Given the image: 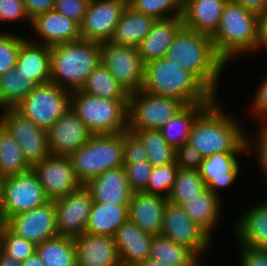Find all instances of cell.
Returning a JSON list of instances; mask_svg holds the SVG:
<instances>
[{
	"label": "cell",
	"mask_w": 267,
	"mask_h": 266,
	"mask_svg": "<svg viewBox=\"0 0 267 266\" xmlns=\"http://www.w3.org/2000/svg\"><path fill=\"white\" fill-rule=\"evenodd\" d=\"M221 98L215 99L194 121L188 144L203 158L222 152H248L246 134L239 115L225 109ZM224 108V109H223ZM227 110V112L225 111ZM238 116V118H237Z\"/></svg>",
	"instance_id": "cell-1"
},
{
	"label": "cell",
	"mask_w": 267,
	"mask_h": 266,
	"mask_svg": "<svg viewBox=\"0 0 267 266\" xmlns=\"http://www.w3.org/2000/svg\"><path fill=\"white\" fill-rule=\"evenodd\" d=\"M165 57L190 72L216 99L222 98L220 80L229 66L215 52L210 36L182 27Z\"/></svg>",
	"instance_id": "cell-2"
},
{
	"label": "cell",
	"mask_w": 267,
	"mask_h": 266,
	"mask_svg": "<svg viewBox=\"0 0 267 266\" xmlns=\"http://www.w3.org/2000/svg\"><path fill=\"white\" fill-rule=\"evenodd\" d=\"M258 21V15L245 10L235 1L226 2L219 26L211 39L215 52L227 66L230 67L231 62L236 63L237 59L245 58L247 55L250 58L254 56L258 39Z\"/></svg>",
	"instance_id": "cell-3"
},
{
	"label": "cell",
	"mask_w": 267,
	"mask_h": 266,
	"mask_svg": "<svg viewBox=\"0 0 267 266\" xmlns=\"http://www.w3.org/2000/svg\"><path fill=\"white\" fill-rule=\"evenodd\" d=\"M141 90L177 99L185 105L212 103L216 99L190 72L166 57L145 64Z\"/></svg>",
	"instance_id": "cell-4"
},
{
	"label": "cell",
	"mask_w": 267,
	"mask_h": 266,
	"mask_svg": "<svg viewBox=\"0 0 267 266\" xmlns=\"http://www.w3.org/2000/svg\"><path fill=\"white\" fill-rule=\"evenodd\" d=\"M51 82L69 91L81 89L100 63L101 44L78 40L50 47Z\"/></svg>",
	"instance_id": "cell-5"
},
{
	"label": "cell",
	"mask_w": 267,
	"mask_h": 266,
	"mask_svg": "<svg viewBox=\"0 0 267 266\" xmlns=\"http://www.w3.org/2000/svg\"><path fill=\"white\" fill-rule=\"evenodd\" d=\"M129 99H103L72 91L71 108L93 135L118 134L128 130Z\"/></svg>",
	"instance_id": "cell-6"
},
{
	"label": "cell",
	"mask_w": 267,
	"mask_h": 266,
	"mask_svg": "<svg viewBox=\"0 0 267 266\" xmlns=\"http://www.w3.org/2000/svg\"><path fill=\"white\" fill-rule=\"evenodd\" d=\"M123 133L92 135L69 158L77 179L85 185L95 176L123 166Z\"/></svg>",
	"instance_id": "cell-7"
},
{
	"label": "cell",
	"mask_w": 267,
	"mask_h": 266,
	"mask_svg": "<svg viewBox=\"0 0 267 266\" xmlns=\"http://www.w3.org/2000/svg\"><path fill=\"white\" fill-rule=\"evenodd\" d=\"M71 94L50 81L38 84L14 108L47 131L71 107Z\"/></svg>",
	"instance_id": "cell-8"
},
{
	"label": "cell",
	"mask_w": 267,
	"mask_h": 266,
	"mask_svg": "<svg viewBox=\"0 0 267 266\" xmlns=\"http://www.w3.org/2000/svg\"><path fill=\"white\" fill-rule=\"evenodd\" d=\"M185 106L177 99L143 90L129 94L128 130H159Z\"/></svg>",
	"instance_id": "cell-9"
},
{
	"label": "cell",
	"mask_w": 267,
	"mask_h": 266,
	"mask_svg": "<svg viewBox=\"0 0 267 266\" xmlns=\"http://www.w3.org/2000/svg\"><path fill=\"white\" fill-rule=\"evenodd\" d=\"M161 235L177 244H182L192 250L201 260L206 261L214 240L199 227L185 212L182 205L167 200L164 213ZM211 251V252H210Z\"/></svg>",
	"instance_id": "cell-10"
},
{
	"label": "cell",
	"mask_w": 267,
	"mask_h": 266,
	"mask_svg": "<svg viewBox=\"0 0 267 266\" xmlns=\"http://www.w3.org/2000/svg\"><path fill=\"white\" fill-rule=\"evenodd\" d=\"M48 201L49 199L32 169L7 176L4 182L0 222L5 223L11 216L36 209Z\"/></svg>",
	"instance_id": "cell-11"
},
{
	"label": "cell",
	"mask_w": 267,
	"mask_h": 266,
	"mask_svg": "<svg viewBox=\"0 0 267 266\" xmlns=\"http://www.w3.org/2000/svg\"><path fill=\"white\" fill-rule=\"evenodd\" d=\"M100 62L128 94L142 89L145 64L136 47L101 43Z\"/></svg>",
	"instance_id": "cell-12"
},
{
	"label": "cell",
	"mask_w": 267,
	"mask_h": 266,
	"mask_svg": "<svg viewBox=\"0 0 267 266\" xmlns=\"http://www.w3.org/2000/svg\"><path fill=\"white\" fill-rule=\"evenodd\" d=\"M246 155L248 152H222L205 157L198 172L206 188L220 199L224 198V190L243 180L240 176L243 174L241 170H244L242 165H245L240 162Z\"/></svg>",
	"instance_id": "cell-13"
},
{
	"label": "cell",
	"mask_w": 267,
	"mask_h": 266,
	"mask_svg": "<svg viewBox=\"0 0 267 266\" xmlns=\"http://www.w3.org/2000/svg\"><path fill=\"white\" fill-rule=\"evenodd\" d=\"M127 4V0H90L80 24L81 39L100 44L110 41Z\"/></svg>",
	"instance_id": "cell-14"
},
{
	"label": "cell",
	"mask_w": 267,
	"mask_h": 266,
	"mask_svg": "<svg viewBox=\"0 0 267 266\" xmlns=\"http://www.w3.org/2000/svg\"><path fill=\"white\" fill-rule=\"evenodd\" d=\"M45 195L56 200L78 190L82 183L77 179L69 156L50 154L32 166Z\"/></svg>",
	"instance_id": "cell-15"
},
{
	"label": "cell",
	"mask_w": 267,
	"mask_h": 266,
	"mask_svg": "<svg viewBox=\"0 0 267 266\" xmlns=\"http://www.w3.org/2000/svg\"><path fill=\"white\" fill-rule=\"evenodd\" d=\"M93 202L90 191L84 185L54 200L58 234L75 238L85 233Z\"/></svg>",
	"instance_id": "cell-16"
},
{
	"label": "cell",
	"mask_w": 267,
	"mask_h": 266,
	"mask_svg": "<svg viewBox=\"0 0 267 266\" xmlns=\"http://www.w3.org/2000/svg\"><path fill=\"white\" fill-rule=\"evenodd\" d=\"M4 224L16 235L35 244L59 235L53 200L31 211L11 216Z\"/></svg>",
	"instance_id": "cell-17"
},
{
	"label": "cell",
	"mask_w": 267,
	"mask_h": 266,
	"mask_svg": "<svg viewBox=\"0 0 267 266\" xmlns=\"http://www.w3.org/2000/svg\"><path fill=\"white\" fill-rule=\"evenodd\" d=\"M29 28L26 34L30 40L49 47L81 40L80 25L54 10L36 16Z\"/></svg>",
	"instance_id": "cell-18"
},
{
	"label": "cell",
	"mask_w": 267,
	"mask_h": 266,
	"mask_svg": "<svg viewBox=\"0 0 267 266\" xmlns=\"http://www.w3.org/2000/svg\"><path fill=\"white\" fill-rule=\"evenodd\" d=\"M93 134L70 107L47 130L48 146L53 155L70 156Z\"/></svg>",
	"instance_id": "cell-19"
},
{
	"label": "cell",
	"mask_w": 267,
	"mask_h": 266,
	"mask_svg": "<svg viewBox=\"0 0 267 266\" xmlns=\"http://www.w3.org/2000/svg\"><path fill=\"white\" fill-rule=\"evenodd\" d=\"M255 203L232 220L231 236L236 244L267 249V198L261 196Z\"/></svg>",
	"instance_id": "cell-20"
},
{
	"label": "cell",
	"mask_w": 267,
	"mask_h": 266,
	"mask_svg": "<svg viewBox=\"0 0 267 266\" xmlns=\"http://www.w3.org/2000/svg\"><path fill=\"white\" fill-rule=\"evenodd\" d=\"M73 239L77 266H122L114 237L85 232Z\"/></svg>",
	"instance_id": "cell-21"
},
{
	"label": "cell",
	"mask_w": 267,
	"mask_h": 266,
	"mask_svg": "<svg viewBox=\"0 0 267 266\" xmlns=\"http://www.w3.org/2000/svg\"><path fill=\"white\" fill-rule=\"evenodd\" d=\"M167 198L147 192H132L128 204L129 220L151 235H160Z\"/></svg>",
	"instance_id": "cell-22"
},
{
	"label": "cell",
	"mask_w": 267,
	"mask_h": 266,
	"mask_svg": "<svg viewBox=\"0 0 267 266\" xmlns=\"http://www.w3.org/2000/svg\"><path fill=\"white\" fill-rule=\"evenodd\" d=\"M84 186L90 191L93 201L104 204H129L132 196L123 166L95 176Z\"/></svg>",
	"instance_id": "cell-23"
},
{
	"label": "cell",
	"mask_w": 267,
	"mask_h": 266,
	"mask_svg": "<svg viewBox=\"0 0 267 266\" xmlns=\"http://www.w3.org/2000/svg\"><path fill=\"white\" fill-rule=\"evenodd\" d=\"M113 237L122 266H139L149 258L152 235L131 220L124 222Z\"/></svg>",
	"instance_id": "cell-24"
},
{
	"label": "cell",
	"mask_w": 267,
	"mask_h": 266,
	"mask_svg": "<svg viewBox=\"0 0 267 266\" xmlns=\"http://www.w3.org/2000/svg\"><path fill=\"white\" fill-rule=\"evenodd\" d=\"M228 0H184L183 27L212 36Z\"/></svg>",
	"instance_id": "cell-25"
},
{
	"label": "cell",
	"mask_w": 267,
	"mask_h": 266,
	"mask_svg": "<svg viewBox=\"0 0 267 266\" xmlns=\"http://www.w3.org/2000/svg\"><path fill=\"white\" fill-rule=\"evenodd\" d=\"M223 200L225 199H220L206 188L200 195L188 199L182 205L190 218L215 241L214 236L220 228L219 224L221 225L223 217L226 216L223 215L226 205Z\"/></svg>",
	"instance_id": "cell-26"
},
{
	"label": "cell",
	"mask_w": 267,
	"mask_h": 266,
	"mask_svg": "<svg viewBox=\"0 0 267 266\" xmlns=\"http://www.w3.org/2000/svg\"><path fill=\"white\" fill-rule=\"evenodd\" d=\"M182 27V17L157 19L148 35L137 47L143 63L165 57L173 38Z\"/></svg>",
	"instance_id": "cell-27"
},
{
	"label": "cell",
	"mask_w": 267,
	"mask_h": 266,
	"mask_svg": "<svg viewBox=\"0 0 267 266\" xmlns=\"http://www.w3.org/2000/svg\"><path fill=\"white\" fill-rule=\"evenodd\" d=\"M15 67L20 70V73L32 76L38 84L50 82V47L27 37L20 46Z\"/></svg>",
	"instance_id": "cell-28"
},
{
	"label": "cell",
	"mask_w": 267,
	"mask_h": 266,
	"mask_svg": "<svg viewBox=\"0 0 267 266\" xmlns=\"http://www.w3.org/2000/svg\"><path fill=\"white\" fill-rule=\"evenodd\" d=\"M155 21L153 16L135 11L127 4L110 42L137 48L148 35Z\"/></svg>",
	"instance_id": "cell-29"
},
{
	"label": "cell",
	"mask_w": 267,
	"mask_h": 266,
	"mask_svg": "<svg viewBox=\"0 0 267 266\" xmlns=\"http://www.w3.org/2000/svg\"><path fill=\"white\" fill-rule=\"evenodd\" d=\"M128 219V204L113 205L94 201L85 232L113 237L119 227Z\"/></svg>",
	"instance_id": "cell-30"
},
{
	"label": "cell",
	"mask_w": 267,
	"mask_h": 266,
	"mask_svg": "<svg viewBox=\"0 0 267 266\" xmlns=\"http://www.w3.org/2000/svg\"><path fill=\"white\" fill-rule=\"evenodd\" d=\"M149 258L170 266H203L205 263L188 247L177 244L161 234L152 235Z\"/></svg>",
	"instance_id": "cell-31"
},
{
	"label": "cell",
	"mask_w": 267,
	"mask_h": 266,
	"mask_svg": "<svg viewBox=\"0 0 267 266\" xmlns=\"http://www.w3.org/2000/svg\"><path fill=\"white\" fill-rule=\"evenodd\" d=\"M210 104L186 105L177 115L172 117L159 129L167 143L174 149L187 143L194 121Z\"/></svg>",
	"instance_id": "cell-32"
},
{
	"label": "cell",
	"mask_w": 267,
	"mask_h": 266,
	"mask_svg": "<svg viewBox=\"0 0 267 266\" xmlns=\"http://www.w3.org/2000/svg\"><path fill=\"white\" fill-rule=\"evenodd\" d=\"M36 253L45 266H77L75 241L72 237L57 235L36 244Z\"/></svg>",
	"instance_id": "cell-33"
},
{
	"label": "cell",
	"mask_w": 267,
	"mask_h": 266,
	"mask_svg": "<svg viewBox=\"0 0 267 266\" xmlns=\"http://www.w3.org/2000/svg\"><path fill=\"white\" fill-rule=\"evenodd\" d=\"M38 83L32 78L20 73L16 67L0 76V110L14 108Z\"/></svg>",
	"instance_id": "cell-34"
},
{
	"label": "cell",
	"mask_w": 267,
	"mask_h": 266,
	"mask_svg": "<svg viewBox=\"0 0 267 266\" xmlns=\"http://www.w3.org/2000/svg\"><path fill=\"white\" fill-rule=\"evenodd\" d=\"M32 169L25 159L18 142L0 121V175L7 177Z\"/></svg>",
	"instance_id": "cell-35"
},
{
	"label": "cell",
	"mask_w": 267,
	"mask_h": 266,
	"mask_svg": "<svg viewBox=\"0 0 267 266\" xmlns=\"http://www.w3.org/2000/svg\"><path fill=\"white\" fill-rule=\"evenodd\" d=\"M81 90L103 99H129V94L126 90L118 84L101 62L88 76Z\"/></svg>",
	"instance_id": "cell-36"
},
{
	"label": "cell",
	"mask_w": 267,
	"mask_h": 266,
	"mask_svg": "<svg viewBox=\"0 0 267 266\" xmlns=\"http://www.w3.org/2000/svg\"><path fill=\"white\" fill-rule=\"evenodd\" d=\"M142 142L147 161L153 166H162L175 160V149L162 136L160 130H129Z\"/></svg>",
	"instance_id": "cell-37"
},
{
	"label": "cell",
	"mask_w": 267,
	"mask_h": 266,
	"mask_svg": "<svg viewBox=\"0 0 267 266\" xmlns=\"http://www.w3.org/2000/svg\"><path fill=\"white\" fill-rule=\"evenodd\" d=\"M206 186L197 170L178 169L168 200L177 205H183L188 199L200 195Z\"/></svg>",
	"instance_id": "cell-38"
},
{
	"label": "cell",
	"mask_w": 267,
	"mask_h": 266,
	"mask_svg": "<svg viewBox=\"0 0 267 266\" xmlns=\"http://www.w3.org/2000/svg\"><path fill=\"white\" fill-rule=\"evenodd\" d=\"M0 121L14 138L48 137L46 130L38 127L15 108L1 109Z\"/></svg>",
	"instance_id": "cell-39"
},
{
	"label": "cell",
	"mask_w": 267,
	"mask_h": 266,
	"mask_svg": "<svg viewBox=\"0 0 267 266\" xmlns=\"http://www.w3.org/2000/svg\"><path fill=\"white\" fill-rule=\"evenodd\" d=\"M128 5L157 20L182 17L184 0H129Z\"/></svg>",
	"instance_id": "cell-40"
},
{
	"label": "cell",
	"mask_w": 267,
	"mask_h": 266,
	"mask_svg": "<svg viewBox=\"0 0 267 266\" xmlns=\"http://www.w3.org/2000/svg\"><path fill=\"white\" fill-rule=\"evenodd\" d=\"M253 126H255L254 132L249 128L246 134L248 154L252 159L253 156L254 159L256 158V160H254V163H256L258 167L256 170L258 169V172H261V177L265 178L267 181V123H257Z\"/></svg>",
	"instance_id": "cell-41"
},
{
	"label": "cell",
	"mask_w": 267,
	"mask_h": 266,
	"mask_svg": "<svg viewBox=\"0 0 267 266\" xmlns=\"http://www.w3.org/2000/svg\"><path fill=\"white\" fill-rule=\"evenodd\" d=\"M0 249L15 260L23 262L36 252V244L16 235L0 222Z\"/></svg>",
	"instance_id": "cell-42"
},
{
	"label": "cell",
	"mask_w": 267,
	"mask_h": 266,
	"mask_svg": "<svg viewBox=\"0 0 267 266\" xmlns=\"http://www.w3.org/2000/svg\"><path fill=\"white\" fill-rule=\"evenodd\" d=\"M178 169L175 160L166 165L154 167L144 192L168 198Z\"/></svg>",
	"instance_id": "cell-43"
},
{
	"label": "cell",
	"mask_w": 267,
	"mask_h": 266,
	"mask_svg": "<svg viewBox=\"0 0 267 266\" xmlns=\"http://www.w3.org/2000/svg\"><path fill=\"white\" fill-rule=\"evenodd\" d=\"M21 31L18 33L0 31V76L15 68L20 46L27 38L25 31Z\"/></svg>",
	"instance_id": "cell-44"
},
{
	"label": "cell",
	"mask_w": 267,
	"mask_h": 266,
	"mask_svg": "<svg viewBox=\"0 0 267 266\" xmlns=\"http://www.w3.org/2000/svg\"><path fill=\"white\" fill-rule=\"evenodd\" d=\"M16 22L17 24L19 22L20 24L23 23L26 28L31 26V20L28 17L27 12L25 10L24 1L23 0H0V23L2 26L5 25V27H2L0 25L1 32H19L16 27L14 28V26L17 25ZM8 24L10 25V27L7 26L8 28H6V25ZM11 25L13 27H11Z\"/></svg>",
	"instance_id": "cell-45"
},
{
	"label": "cell",
	"mask_w": 267,
	"mask_h": 266,
	"mask_svg": "<svg viewBox=\"0 0 267 266\" xmlns=\"http://www.w3.org/2000/svg\"><path fill=\"white\" fill-rule=\"evenodd\" d=\"M27 162L33 166L49 156L48 137L14 138Z\"/></svg>",
	"instance_id": "cell-46"
},
{
	"label": "cell",
	"mask_w": 267,
	"mask_h": 266,
	"mask_svg": "<svg viewBox=\"0 0 267 266\" xmlns=\"http://www.w3.org/2000/svg\"><path fill=\"white\" fill-rule=\"evenodd\" d=\"M264 77L261 78L260 81H258V85H256L253 89L254 94L251 95L250 97V102H249V109L248 115L251 120L254 119L256 121H253L254 123H267V73L266 75H263ZM251 103V104H250Z\"/></svg>",
	"instance_id": "cell-47"
},
{
	"label": "cell",
	"mask_w": 267,
	"mask_h": 266,
	"mask_svg": "<svg viewBox=\"0 0 267 266\" xmlns=\"http://www.w3.org/2000/svg\"><path fill=\"white\" fill-rule=\"evenodd\" d=\"M132 192H143L147 188L153 166L147 161L123 163Z\"/></svg>",
	"instance_id": "cell-48"
},
{
	"label": "cell",
	"mask_w": 267,
	"mask_h": 266,
	"mask_svg": "<svg viewBox=\"0 0 267 266\" xmlns=\"http://www.w3.org/2000/svg\"><path fill=\"white\" fill-rule=\"evenodd\" d=\"M123 163H136L147 160L146 150L141 140L131 131L123 132Z\"/></svg>",
	"instance_id": "cell-49"
},
{
	"label": "cell",
	"mask_w": 267,
	"mask_h": 266,
	"mask_svg": "<svg viewBox=\"0 0 267 266\" xmlns=\"http://www.w3.org/2000/svg\"><path fill=\"white\" fill-rule=\"evenodd\" d=\"M90 0H55L53 10L74 20L79 25L86 14Z\"/></svg>",
	"instance_id": "cell-50"
},
{
	"label": "cell",
	"mask_w": 267,
	"mask_h": 266,
	"mask_svg": "<svg viewBox=\"0 0 267 266\" xmlns=\"http://www.w3.org/2000/svg\"><path fill=\"white\" fill-rule=\"evenodd\" d=\"M203 159V156L188 143L175 149V161L180 169L198 171Z\"/></svg>",
	"instance_id": "cell-51"
},
{
	"label": "cell",
	"mask_w": 267,
	"mask_h": 266,
	"mask_svg": "<svg viewBox=\"0 0 267 266\" xmlns=\"http://www.w3.org/2000/svg\"><path fill=\"white\" fill-rule=\"evenodd\" d=\"M238 266H267V249L237 244Z\"/></svg>",
	"instance_id": "cell-52"
},
{
	"label": "cell",
	"mask_w": 267,
	"mask_h": 266,
	"mask_svg": "<svg viewBox=\"0 0 267 266\" xmlns=\"http://www.w3.org/2000/svg\"><path fill=\"white\" fill-rule=\"evenodd\" d=\"M25 10L30 20L36 16L51 11L54 8L55 0H23Z\"/></svg>",
	"instance_id": "cell-53"
},
{
	"label": "cell",
	"mask_w": 267,
	"mask_h": 266,
	"mask_svg": "<svg viewBox=\"0 0 267 266\" xmlns=\"http://www.w3.org/2000/svg\"><path fill=\"white\" fill-rule=\"evenodd\" d=\"M267 11L259 16L258 21V39L254 55L267 52Z\"/></svg>",
	"instance_id": "cell-54"
},
{
	"label": "cell",
	"mask_w": 267,
	"mask_h": 266,
	"mask_svg": "<svg viewBox=\"0 0 267 266\" xmlns=\"http://www.w3.org/2000/svg\"><path fill=\"white\" fill-rule=\"evenodd\" d=\"M242 6L245 10H248L258 16H261L267 11V0H233Z\"/></svg>",
	"instance_id": "cell-55"
},
{
	"label": "cell",
	"mask_w": 267,
	"mask_h": 266,
	"mask_svg": "<svg viewBox=\"0 0 267 266\" xmlns=\"http://www.w3.org/2000/svg\"><path fill=\"white\" fill-rule=\"evenodd\" d=\"M0 266H22V262L15 260L0 249Z\"/></svg>",
	"instance_id": "cell-56"
},
{
	"label": "cell",
	"mask_w": 267,
	"mask_h": 266,
	"mask_svg": "<svg viewBox=\"0 0 267 266\" xmlns=\"http://www.w3.org/2000/svg\"><path fill=\"white\" fill-rule=\"evenodd\" d=\"M22 266H45L39 257V255L35 252L33 255L29 256L26 260L22 262Z\"/></svg>",
	"instance_id": "cell-57"
},
{
	"label": "cell",
	"mask_w": 267,
	"mask_h": 266,
	"mask_svg": "<svg viewBox=\"0 0 267 266\" xmlns=\"http://www.w3.org/2000/svg\"><path fill=\"white\" fill-rule=\"evenodd\" d=\"M139 266H170V265L162 261H157V260L148 258L146 261L141 263Z\"/></svg>",
	"instance_id": "cell-58"
},
{
	"label": "cell",
	"mask_w": 267,
	"mask_h": 266,
	"mask_svg": "<svg viewBox=\"0 0 267 266\" xmlns=\"http://www.w3.org/2000/svg\"><path fill=\"white\" fill-rule=\"evenodd\" d=\"M4 182H5V177L0 175V215L2 212V204H3Z\"/></svg>",
	"instance_id": "cell-59"
}]
</instances>
